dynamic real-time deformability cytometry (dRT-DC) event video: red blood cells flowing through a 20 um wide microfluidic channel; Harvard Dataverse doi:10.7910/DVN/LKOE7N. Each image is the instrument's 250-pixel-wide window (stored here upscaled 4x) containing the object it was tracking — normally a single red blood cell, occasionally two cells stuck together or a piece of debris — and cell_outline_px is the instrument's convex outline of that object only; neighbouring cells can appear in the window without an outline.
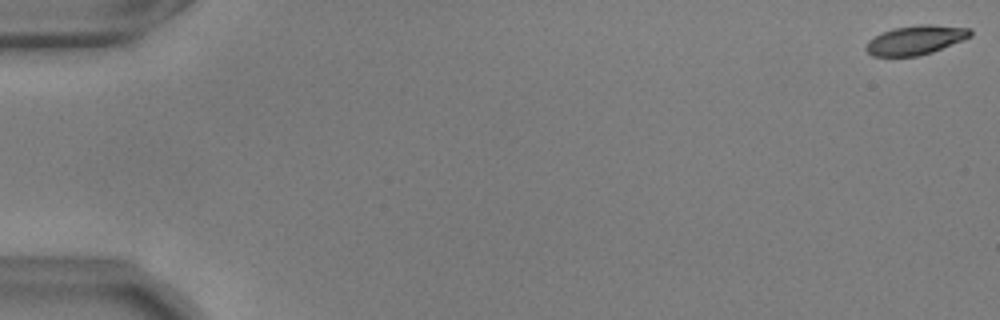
{"species": "common noctule bat (a hibernating species)", "species_latin": "Nyctalus noctula", "temperature_condition": "warm", "stored_images_in_passage": 56, "camera_frame_rate_fps": 3000, "um_per_image_px": 0.085, "animal": {"sex": "male", "body_mass_g": 17.9, "forearm_length_mm": 54.2}, "frame": {"image": 1, "passage_image": 1, "time_ms": 0.0, "image_size_px": [1000, 320], "cell_outline_px": [[972, 36], [932, 52], [916, 56], [872, 56], [864, 48], [868, 40], [892, 28], [920, 24], [928, 24], [972, 28]], "centroid_in_image_um": [77.83, 3.39], "position_along_channel_um": 7.2, "area_um2": 17.69}}
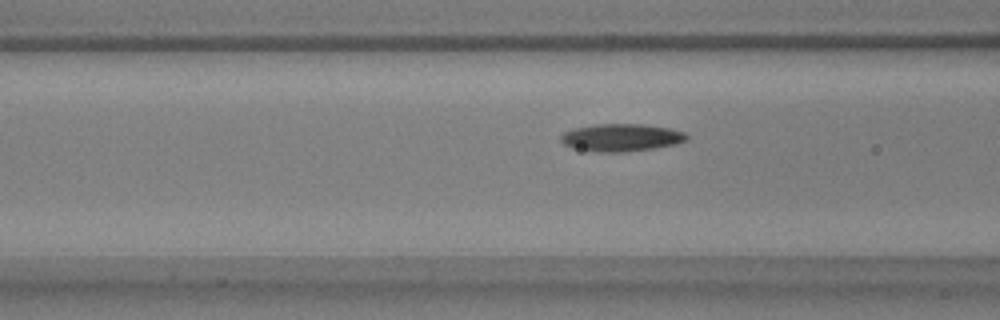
{"frame": {"image": 2, "passage_image": 23, "time_ms": 7.333, "image_size_px": [1000, 320], "cell_outline_px": [[688, 140], [676, 144], [656, 148], [624, 152], [600, 152], [572, 148], [564, 144], [560, 140], [560, 136], [564, 132], [572, 128], [596, 124], [644, 124], [668, 128], [684, 132], [688, 136]], "centroid_in_image_um": [52.8, 11.69], "position_along_channel_um": 113.8, "area_um2": 20.35}}
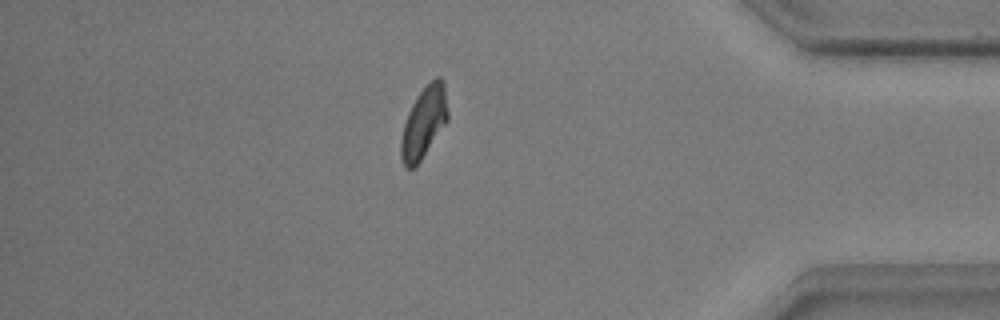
{"frame": {"image": 3, "passage_image": 49, "time_ms": 16.0, "image_size_px": [1000, 320], "cell_outline_px": [[448, 120], [420, 160], [412, 168], [404, 168], [400, 160], [400, 140], [404, 124], [408, 112], [416, 96], [436, 76], [440, 76], [444, 80], [448, 112]], "centroid_in_image_um": [36.01, 10.4], "position_along_channel_um": 399.2, "area_um2": 19.36}, "authors_computed_cell_mechanics": {"area_um2": 19.3052, "velocity_mm_per_s": 3.6496, "shape_relaxation_time_tau1_ms": 2.8649, "shape_relaxation_time_tau2_ms": 2.6192, "deformation_change_tau1": 0.1427, "deformation_change_tau2": 0.0724}}